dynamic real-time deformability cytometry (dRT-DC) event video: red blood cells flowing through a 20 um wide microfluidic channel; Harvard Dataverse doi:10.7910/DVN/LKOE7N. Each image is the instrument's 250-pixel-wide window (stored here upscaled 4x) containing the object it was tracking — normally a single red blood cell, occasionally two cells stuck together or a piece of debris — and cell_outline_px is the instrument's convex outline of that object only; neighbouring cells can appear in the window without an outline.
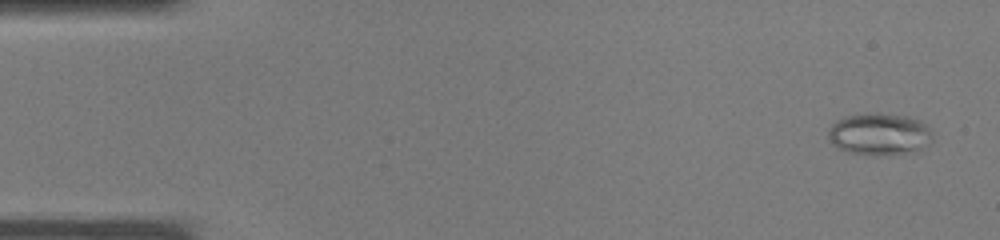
{"species": "common noctule bat (a hibernating species)", "species_latin": "Nyctalus noctula", "temperature_condition": "warm", "stored_images_in_passage": 37, "camera_frame_rate_fps": 3000, "um_per_image_px": 0.085, "animal": {"sex": "male", "body_mass_g": 19.0, "forearm_length_mm": 50.8}, "frame": {"image": 1, "passage_image": 2, "time_ms": 0.333, "image_size_px": [1000, 240], "cell_outline_px": [[932, 140], [920, 152], [888, 156], [872, 156], [848, 152], [836, 148], [828, 140], [828, 132], [832, 124], [836, 120], [844, 116], [876, 112], [880, 112], [908, 116], [920, 120], [928, 124], [932, 128]], "centroid_in_image_um": [74.79, 11.42], "position_along_channel_um": 10.2, "area_um2": 26.7}}
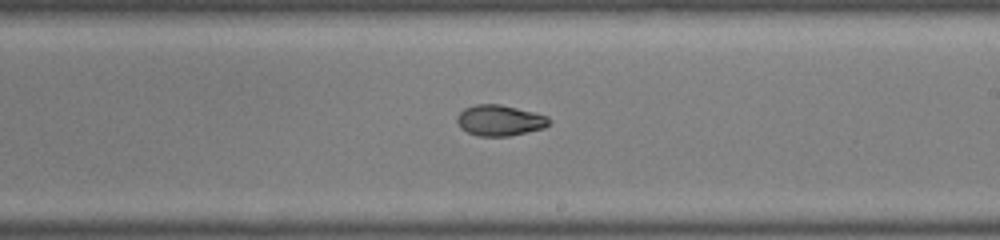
{"frame": {"image": 2, "passage_image": 22, "time_ms": 7.0, "image_size_px": [1000, 240], "cell_outline_px": [[552, 124], [544, 128], [508, 136], [480, 136], [468, 132], [460, 128], [456, 120], [456, 116], [464, 108], [476, 104], [500, 104], [548, 116], [552, 120]], "centroid_in_image_um": [42.49, 10.23], "position_along_channel_um": 246.5, "area_um2": 16.59}}
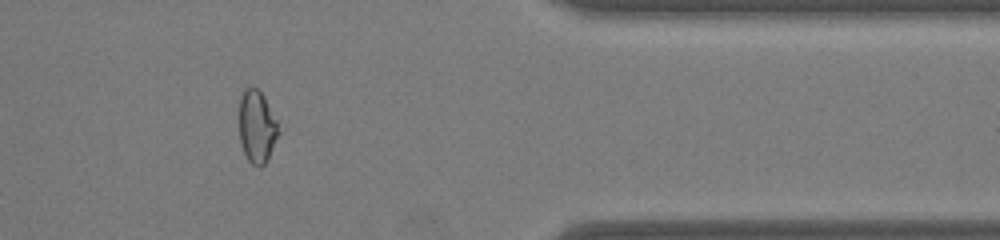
{"frame": {"image": 3, "passage_image": 31, "time_ms": 10.0, "image_size_px": [1000, 240], "cell_outline_px": [[280, 132], [268, 160], [260, 168], [252, 164], [248, 160], [244, 152], [240, 140], [240, 96], [244, 88], [256, 88], [264, 96], [276, 120]], "centroid_in_image_um": [21.85, 10.8], "position_along_channel_um": 389.6, "area_um2": 16.53}}